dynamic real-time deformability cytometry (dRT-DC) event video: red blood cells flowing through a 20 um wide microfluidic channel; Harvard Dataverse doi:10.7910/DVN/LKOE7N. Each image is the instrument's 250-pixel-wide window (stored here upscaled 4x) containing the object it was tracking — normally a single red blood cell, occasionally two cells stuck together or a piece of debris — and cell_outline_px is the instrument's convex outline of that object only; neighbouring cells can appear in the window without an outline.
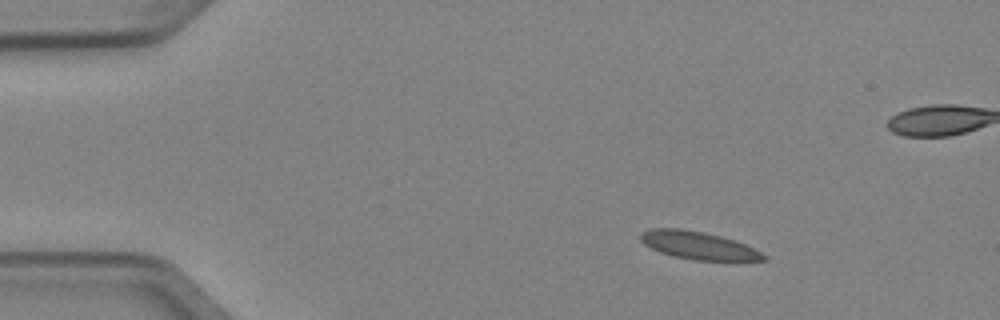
{"species": "Egyptian fruit bat (a non-hibernating species)", "species_latin": "Rousettus aegyptiacus", "temperature_condition": "cold", "stored_images_in_passage": 4, "camera_frame_rate_fps": 3000, "um_per_image_px": 0.085, "animal": {"sex": "female"}, "frame": {"image": 1, "passage_image": 1, "time_ms": 0.0, "image_size_px": [1000, 320], "cell_outline_px": [[768, 260], [692, 260], [672, 256], [660, 252], [644, 244], [640, 240], [640, 232], [648, 228], [680, 228], [704, 232], [736, 240], [768, 256]], "centroid_in_image_um": [59.31, 20.85], "position_along_channel_um": 25.7, "area_um2": 19.94}}